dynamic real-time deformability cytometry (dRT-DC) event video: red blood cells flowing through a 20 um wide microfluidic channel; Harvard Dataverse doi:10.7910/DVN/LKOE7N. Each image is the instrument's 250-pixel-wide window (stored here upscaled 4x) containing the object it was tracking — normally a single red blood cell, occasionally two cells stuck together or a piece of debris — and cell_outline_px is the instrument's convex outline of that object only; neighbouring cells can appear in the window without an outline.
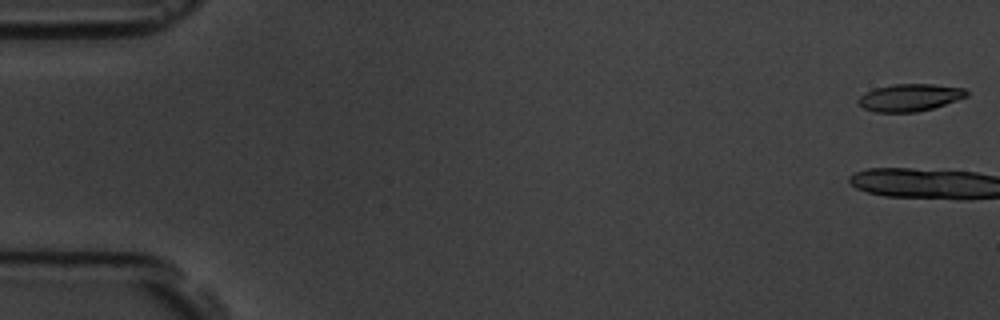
{"species": "common noctule bat (a hibernating species)", "species_latin": "Nyctalus noctula", "temperature_condition": "room temperature", "stored_images_in_passage": 16, "camera_frame_rate_fps": 3000, "um_per_image_px": 0.085, "animal": {"sex": "male", "body_mass_g": 19.5, "forearm_length_mm": 54.6}, "frame": {"image": 1, "passage_image": 1, "time_ms": 0.0, "image_size_px": [1000, 320], "cell_outline_px": [[968, 96], [932, 108], [916, 112], [876, 112], [864, 108], [856, 100], [860, 96], [876, 88], [892, 84], [932, 84], [964, 88], [968, 92]], "centroid_in_image_um": [77.33, 8.28], "position_along_channel_um": 7.7, "area_um2": 16.99}}
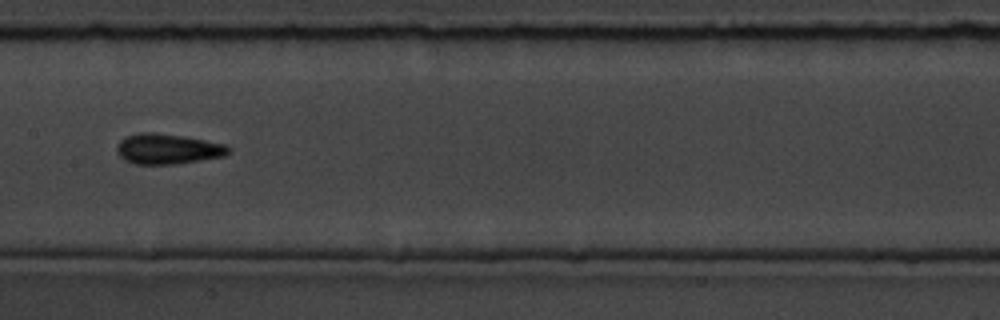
{"frame": {"image": 2, "passage_image": 9, "time_ms": 10.0, "image_size_px": [1000, 320], "cell_outline_px": [[232, 148], [224, 156], [176, 164], [136, 164], [124, 160], [120, 156], [116, 148], [120, 140], [124, 136], [140, 132], [152, 132], [180, 136], [204, 140], [224, 144]], "centroid_in_image_um": [14.22, 12.66], "position_along_channel_um": 193.2, "area_um2": 19.59}}
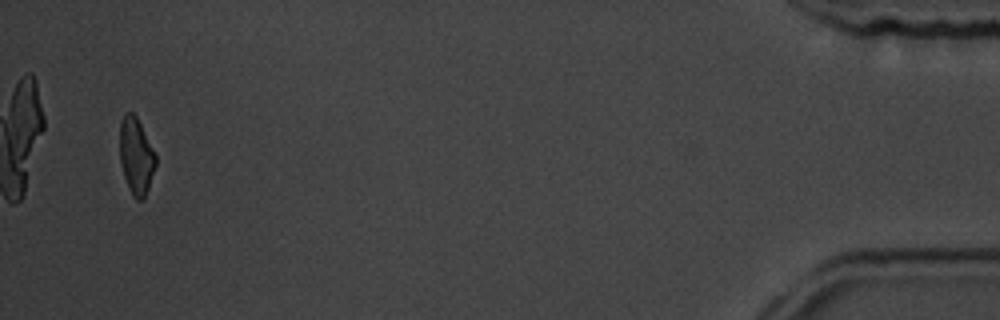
{"frame": {"image": 3, "passage_image": 16, "time_ms": 18.667, "image_size_px": [1000, 320], "cell_outline_px": [[156, 164], [144, 200], [136, 200], [132, 196], [128, 188], [120, 164], [120, 120], [124, 112], [132, 112], [136, 116], [156, 152]], "centroid_in_image_um": [11.57, 13.26], "position_along_channel_um": 423.6, "area_um2": 16.3}, "authors_computed_cell_mechanics": {"area_um2": 18.1203, "velocity_mm_per_s": 3.6359, "shape_relaxation_time_tau1_ms": 2.914, "shape_relaxation_time_tau2_ms": 1.445, "deformation_change_tau1": 0.0842, "deformation_change_tau2": 0.055}}